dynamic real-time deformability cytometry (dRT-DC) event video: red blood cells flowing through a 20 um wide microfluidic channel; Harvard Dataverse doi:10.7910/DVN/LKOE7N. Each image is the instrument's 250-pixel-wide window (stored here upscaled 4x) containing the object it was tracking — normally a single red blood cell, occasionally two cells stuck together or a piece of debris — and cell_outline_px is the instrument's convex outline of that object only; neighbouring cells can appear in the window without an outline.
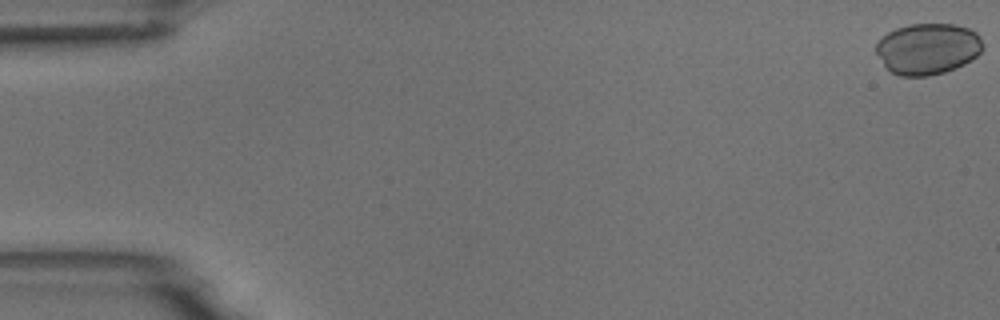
{"species": "common noctule bat (a hibernating species)", "species_latin": "Nyctalus noctula", "temperature_condition": "room temperature", "stored_images_in_passage": 5, "camera_frame_rate_fps": 3000, "um_per_image_px": 0.085, "animal": {"sex": "male", "body_mass_g": 18.8}, "frame": {"image": 1, "passage_image": 1, "time_ms": 0.0, "image_size_px": [1000, 320], "cell_outline_px": [[984, 48], [972, 60], [956, 68], [944, 72], [928, 76], [900, 76], [892, 72], [884, 64], [876, 52], [876, 44], [888, 32], [896, 28], [908, 24], [956, 24], [968, 28], [976, 32], [980, 36], [984, 44]], "centroid_in_image_um": [78.89, 4.14], "position_along_channel_um": 6.1, "area_um2": 31.91}}
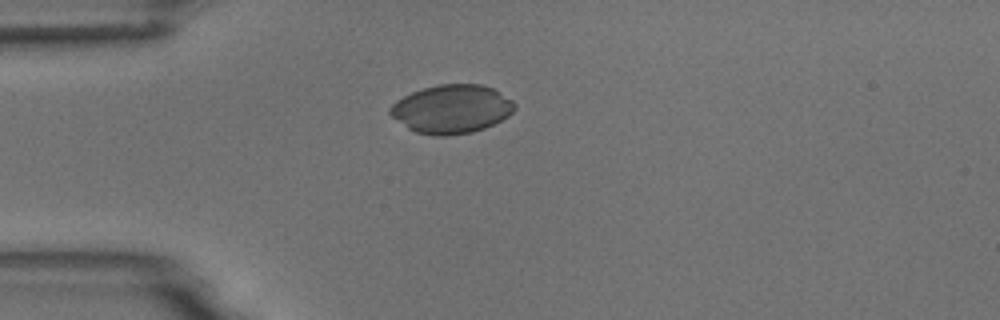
{"frame": {"image": 2, "passage_image": 5, "time_ms": 4.667, "image_size_px": [1000, 320], "cell_outline_px": [[516, 108], [508, 116], [484, 128], [472, 132], [448, 136], [436, 136], [416, 132], [408, 128], [392, 116], [388, 112], [388, 108], [396, 100], [412, 92], [424, 88], [440, 84], [480, 84], [492, 88], [500, 92], [512, 100], [516, 104]], "centroid_in_image_um": [38.38, 9.27], "position_along_channel_um": 46.6, "area_um2": 35.14}}